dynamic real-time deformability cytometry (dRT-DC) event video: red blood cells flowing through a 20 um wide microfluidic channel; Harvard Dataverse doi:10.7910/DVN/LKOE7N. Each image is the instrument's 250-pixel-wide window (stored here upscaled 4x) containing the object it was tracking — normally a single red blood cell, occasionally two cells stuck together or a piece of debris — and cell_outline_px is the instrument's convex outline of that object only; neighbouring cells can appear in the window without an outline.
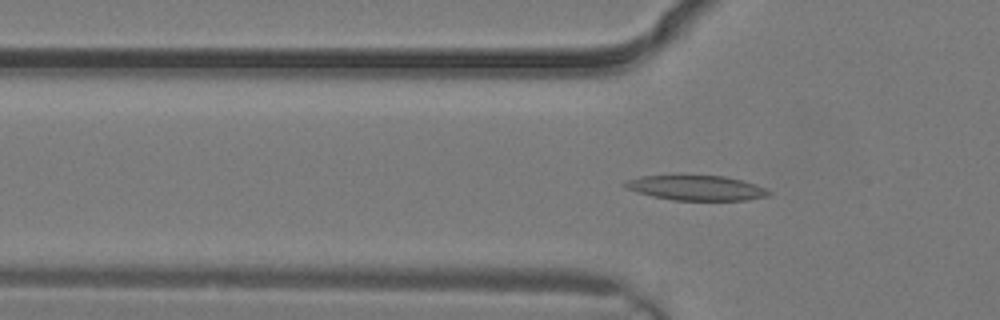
{"species": "common noctule bat (a hibernating species)", "species_latin": "Nyctalus noctula", "temperature_condition": "warm", "stored_images_in_passage": 4, "camera_frame_rate_fps": 3000, "um_per_image_px": 0.085, "animal": {"sex": "male", "body_mass_g": 19.2, "forearm_length_mm": 51.8}, "frame": {"image": 1, "passage_image": 4, "time_ms": 1.0, "image_size_px": [1000, 320], "cell_outline_px": [[772, 192], [768, 196], [748, 200], [672, 200], [652, 196], [636, 192], [620, 184], [628, 180], [640, 176], [724, 176], [756, 184]], "centroid_in_image_um": [59.19, 15.98], "position_along_channel_um": 66.6, "area_um2": 20.69}}